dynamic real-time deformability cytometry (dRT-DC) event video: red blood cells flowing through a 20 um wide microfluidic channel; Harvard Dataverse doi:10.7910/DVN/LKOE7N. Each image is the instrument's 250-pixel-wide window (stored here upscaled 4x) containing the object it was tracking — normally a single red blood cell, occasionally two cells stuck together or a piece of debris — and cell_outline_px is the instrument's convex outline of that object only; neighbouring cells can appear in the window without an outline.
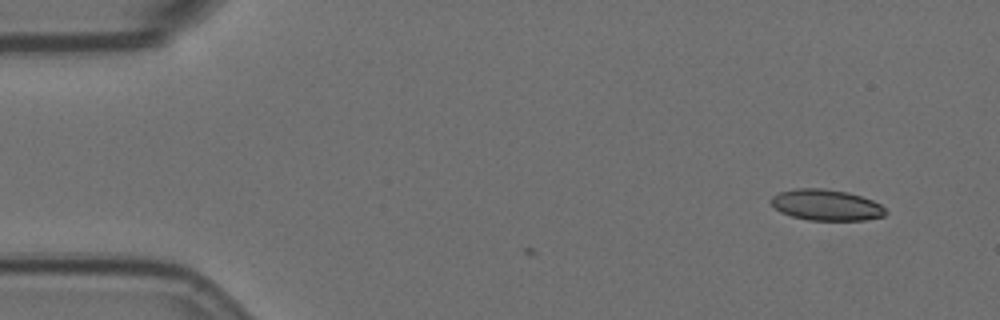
{"species": "Egyptian fruit bat (a non-hibernating species)", "species_latin": "Rousettus aegyptiacus", "temperature_condition": "room temperature", "stored_images_in_passage": 5, "camera_frame_rate_fps": 3000, "um_per_image_px": 0.085, "animal": {"sex": "female"}, "frame": {"image": 1, "passage_image": 1, "time_ms": 0.0, "image_size_px": [1000, 320], "cell_outline_px": [[888, 212], [884, 216], [864, 220], [808, 220], [792, 216], [780, 212], [768, 200], [772, 196], [780, 192], [796, 188], [824, 188], [848, 192], [872, 200], [880, 204]], "centroid_in_image_um": [70.22, 17.42], "position_along_channel_um": 14.8, "area_um2": 20.75}}